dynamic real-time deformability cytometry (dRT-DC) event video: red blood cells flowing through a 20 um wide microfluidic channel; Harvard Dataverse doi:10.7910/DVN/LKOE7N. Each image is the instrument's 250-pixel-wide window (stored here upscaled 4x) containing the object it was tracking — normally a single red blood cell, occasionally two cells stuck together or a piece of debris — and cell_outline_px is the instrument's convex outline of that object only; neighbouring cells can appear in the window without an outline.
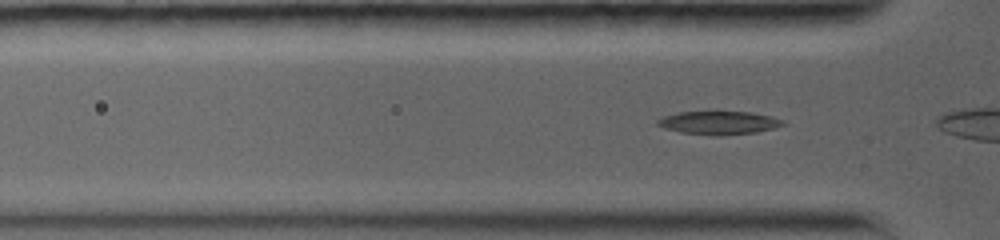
{"species": "common noctule bat (a hibernating species)", "species_latin": "Nyctalus noctula", "temperature_condition": "warm", "stored_images_in_passage": 33, "camera_frame_rate_fps": 5000, "um_per_image_px": 0.085, "animal": {"sex": "female", "body_mass_g": 19.0, "forearm_length_mm": 56.7}, "frame": {"image": 1, "passage_image": 4, "time_ms": 0.6, "image_size_px": [1000, 240], "cell_outline_px": [[788, 124], [756, 132], [680, 132], [664, 128], [656, 124], [656, 120], [664, 116], [676, 112], [752, 112], [784, 120]], "centroid_in_image_um": [61.09, 10.37], "position_along_channel_um": 64.7, "area_um2": 15.84}}
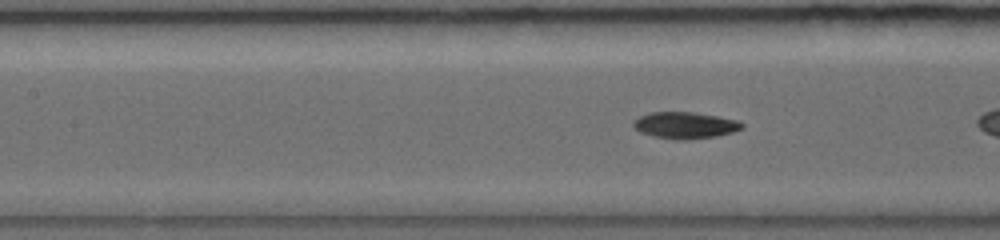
{"frame": {"image": 2, "passage_image": 15, "time_ms": 2.8, "image_size_px": [1000, 240], "cell_outline_px": [[744, 128], [732, 132], [716, 136], [680, 140], [676, 140], [652, 136], [640, 132], [632, 124], [632, 120], [648, 112], [696, 112], [740, 120], [744, 124]], "centroid_in_image_um": [58.23, 10.63], "position_along_channel_um": 149.2, "area_um2": 16.99}}
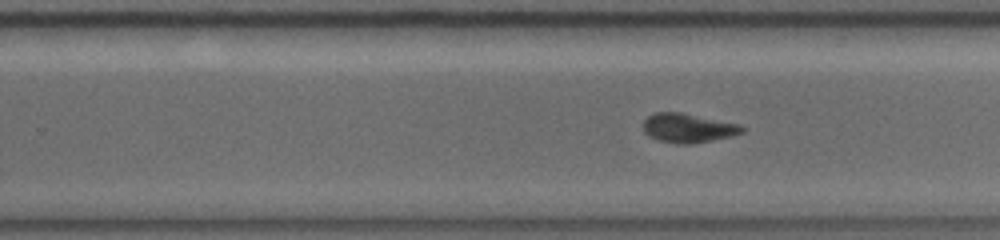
{"frame": {"image": 3, "passage_image": 31, "time_ms": 6.0, "image_size_px": [1000, 240], "cell_outline_px": [[744, 132], [732, 136], [692, 144], [676, 144], [660, 140], [648, 136], [644, 132], [644, 120], [648, 116], [656, 112], [680, 112], [740, 124], [744, 128]], "centroid_in_image_um": [58.49, 10.88], "position_along_channel_um": 271.3, "area_um2": 16.76}}